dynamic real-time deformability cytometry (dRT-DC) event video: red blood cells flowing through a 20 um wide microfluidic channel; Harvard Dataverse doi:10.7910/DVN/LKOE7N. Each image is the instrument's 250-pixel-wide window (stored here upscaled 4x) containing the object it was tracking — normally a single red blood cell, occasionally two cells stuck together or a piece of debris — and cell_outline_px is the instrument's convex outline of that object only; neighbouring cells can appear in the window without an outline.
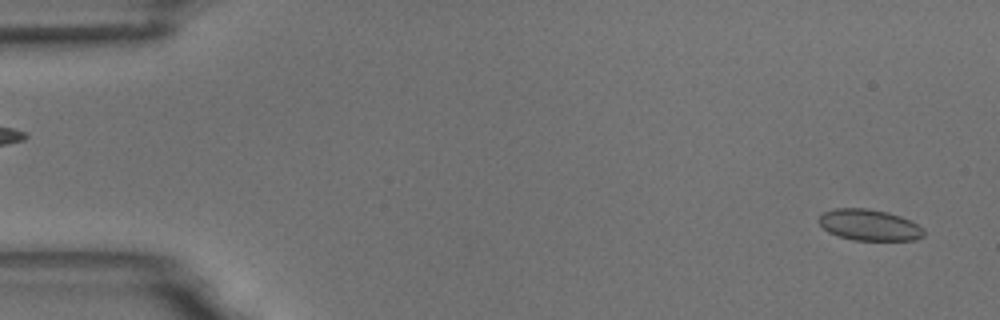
{"species": "common noctule bat (a hibernating species)", "species_latin": "Nyctalus noctula", "temperature_condition": "room temperature", "stored_images_in_passage": 51, "camera_frame_rate_fps": 3000, "um_per_image_px": 0.085, "animal": {"sex": "male", "body_mass_g": 18.8}, "frame": {"image": 1, "passage_image": 2, "time_ms": 0.333, "image_size_px": [1000, 320], "cell_outline_px": [[924, 236], [916, 240], [852, 240], [836, 236], [828, 232], [820, 224], [820, 216], [824, 212], [836, 208], [868, 208], [888, 212], [900, 216], [924, 228]], "centroid_in_image_um": [73.9, 19.13], "position_along_channel_um": 11.1, "area_um2": 19.07}}
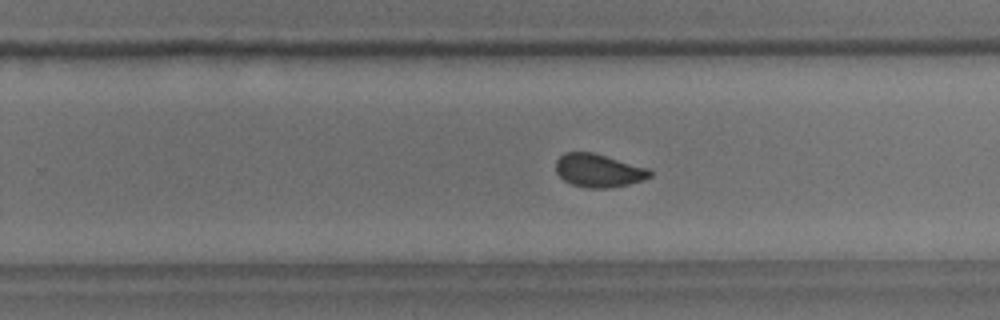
{"frame": {"image": 2, "passage_image": 36, "time_ms": 11.667, "image_size_px": [1000, 320], "cell_outline_px": [[652, 176], [644, 180], [612, 188], [588, 188], [572, 184], [564, 180], [556, 172], [556, 160], [564, 152], [592, 152], [648, 168], [652, 172]], "centroid_in_image_um": [50.88, 14.5], "position_along_channel_um": 278.9, "area_um2": 18.21}}
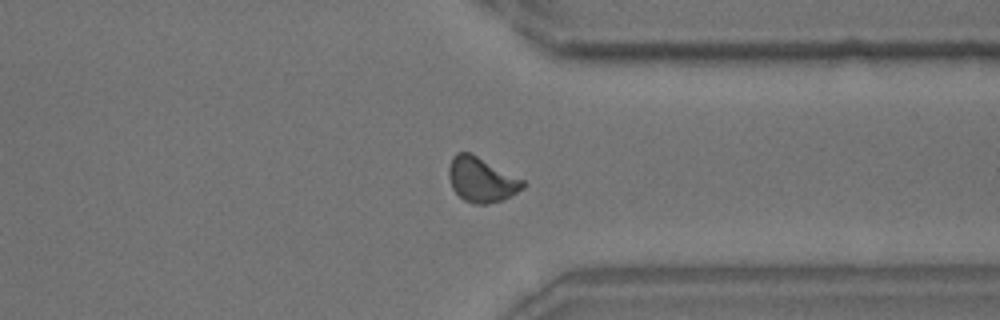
{"frame": {"image": 3, "passage_image": 44, "time_ms": 14.333, "image_size_px": [1000, 320], "cell_outline_px": [[528, 184], [524, 188], [512, 196], [504, 200], [488, 204], [472, 204], [464, 200], [452, 188], [448, 176], [448, 168], [452, 156], [456, 152], [472, 152], [524, 180]], "centroid_in_image_um": [40.94, 15.27], "position_along_channel_um": 370.5, "area_um2": 19.83}, "authors_computed_cell_mechanics": {"area_um2": 18.9006, "velocity_mm_per_s": 3.4838, "shape_relaxation_time_tau1_ms": null, "shape_relaxation_time_tau2_ms": 1.1682, "deformation_change_tau1": null, "deformation_change_tau2": 0.0546}}